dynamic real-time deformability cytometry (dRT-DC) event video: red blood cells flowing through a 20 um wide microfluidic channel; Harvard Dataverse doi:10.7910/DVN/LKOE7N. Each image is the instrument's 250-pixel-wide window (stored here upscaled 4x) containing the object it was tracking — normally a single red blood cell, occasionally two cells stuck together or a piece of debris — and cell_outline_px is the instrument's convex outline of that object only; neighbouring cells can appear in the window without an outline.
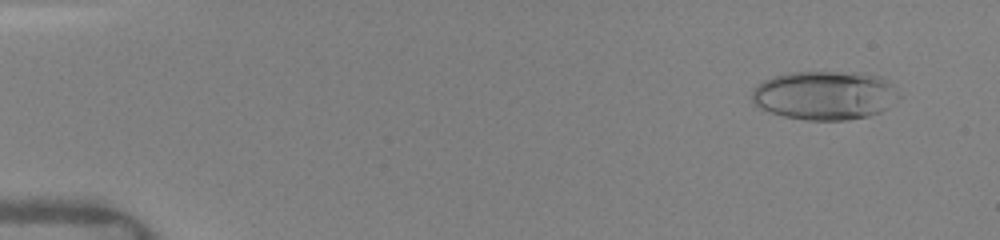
{"species": "human", "species_latin": "Homo sapiens", "temperature_condition": "warm", "stored_images_in_passage": 12, "camera_frame_rate_fps": 3000, "um_per_image_px": 0.085, "donor": {"sex": "female"}, "frame": {"image": 1, "passage_image": 4, "time_ms": 1.0, "image_size_px": [1000, 240], "cell_outline_px": [[900, 96], [880, 112], [868, 116], [844, 120], [808, 120], [784, 116], [768, 112], [756, 104], [752, 100], [752, 92], [764, 80], [776, 76], [792, 72], [836, 72], [880, 76], [888, 80], [892, 84]], "centroid_in_image_um": [70.11, 8.11], "position_along_channel_um": 14.9, "area_um2": 41.27}}
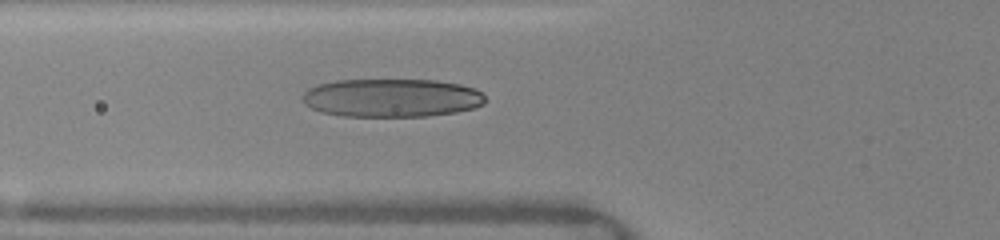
{"frame": {"image": 2, "passage_image": 12, "time_ms": 6.0, "image_size_px": [1000, 240], "cell_outline_px": [[488, 100], [484, 104], [476, 108], [456, 112], [428, 116], [344, 116], [320, 112], [304, 104], [300, 100], [300, 96], [308, 88], [320, 84], [336, 80], [436, 80], [460, 84], [476, 88]], "centroid_in_image_um": [33.3, 8.32], "position_along_channel_um": 92.5, "area_um2": 41.27}}